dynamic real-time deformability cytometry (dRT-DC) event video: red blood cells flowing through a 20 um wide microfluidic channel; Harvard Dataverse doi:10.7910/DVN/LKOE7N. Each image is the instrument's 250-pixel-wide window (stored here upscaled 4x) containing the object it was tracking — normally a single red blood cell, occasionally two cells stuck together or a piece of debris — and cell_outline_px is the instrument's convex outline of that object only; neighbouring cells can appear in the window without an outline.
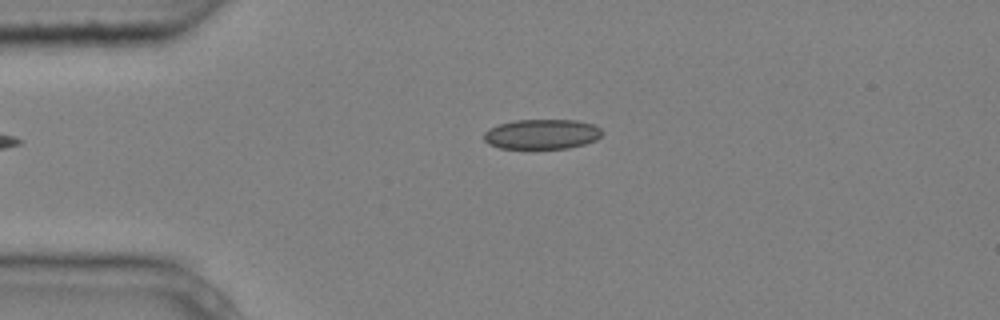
{"species": "common noctule bat (a hibernating species)", "species_latin": "Nyctalus noctula", "temperature_condition": "cold", "stored_images_in_passage": 3, "camera_frame_rate_fps": 3000, "um_per_image_px": 0.085, "animal": {"sex": "male", "body_mass_g": 20.4}, "frame": {"image": 1, "passage_image": 3, "time_ms": 0.667, "image_size_px": [1000, 320], "cell_outline_px": [[604, 132], [596, 140], [584, 144], [568, 148], [500, 148], [488, 144], [484, 140], [484, 132], [488, 128], [496, 124], [512, 120], [576, 120], [592, 124], [600, 128]], "centroid_in_image_um": [46.03, 11.39], "position_along_channel_um": 39.0, "area_um2": 20.75}}